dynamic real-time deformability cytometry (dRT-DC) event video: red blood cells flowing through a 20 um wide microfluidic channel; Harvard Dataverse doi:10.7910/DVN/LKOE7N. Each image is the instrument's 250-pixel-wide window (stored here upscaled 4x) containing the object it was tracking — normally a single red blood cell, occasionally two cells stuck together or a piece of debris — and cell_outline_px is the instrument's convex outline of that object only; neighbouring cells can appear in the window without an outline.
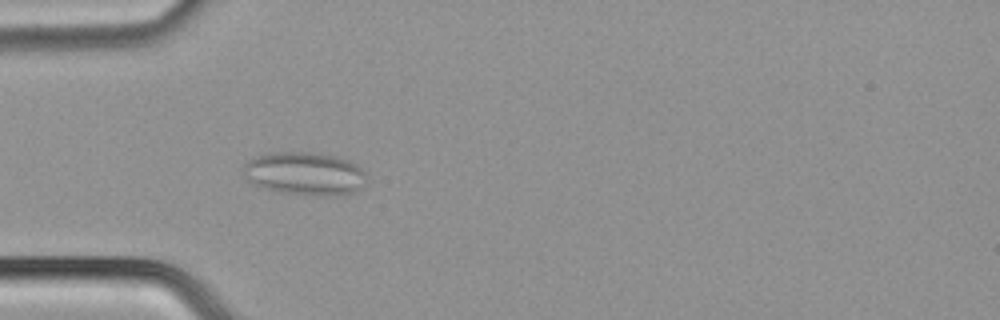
{"species": "common noctule bat (a hibernating species)", "species_latin": "Nyctalus noctula", "temperature_condition": "cold", "stored_images_in_passage": 51, "camera_frame_rate_fps": 3000, "um_per_image_px": 0.085, "animal": {"sex": "male", "body_mass_g": 21.5, "forearm_length_mm": 52.0}, "frame": {"image": 1, "passage_image": 16, "time_ms": 5.0, "image_size_px": [1000, 320], "cell_outline_px": [[368, 172], [364, 184], [356, 192], [340, 196], [320, 196], [280, 192], [260, 188], [252, 184], [248, 180], [244, 172], [244, 164], [248, 160], [260, 156], [280, 152], [308, 152], [336, 156], [348, 160], [356, 164]], "centroid_in_image_um": [25.96, 14.78], "position_along_channel_um": 59.0, "area_um2": 31.21}}
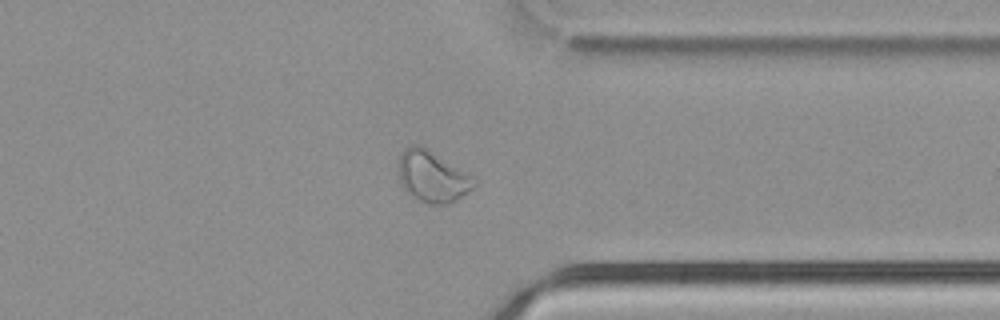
{"frame": {"image": 2, "passage_image": 40, "time_ms": 13.0, "image_size_px": [1000, 320], "cell_outline_px": [[476, 184], [472, 188], [456, 200], [448, 204], [428, 204], [412, 196], [400, 184], [400, 156], [404, 148], [412, 144], [420, 144], [428, 148], [472, 176], [476, 180]], "centroid_in_image_um": [36.75, 14.99], "position_along_channel_um": 374.7, "area_um2": 22.31}}
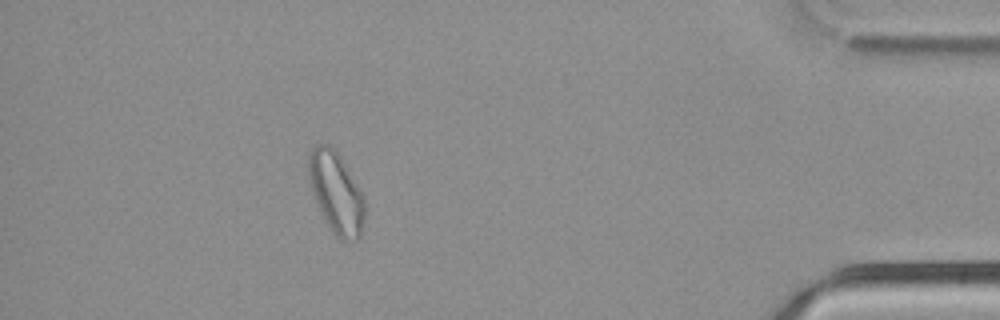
{"frame": {"image": 3, "passage_image": 46, "time_ms": 15.0, "image_size_px": [1000, 320], "cell_outline_px": [[364, 224], [360, 236], [356, 240], [340, 240], [332, 232], [324, 220], [320, 212], [308, 176], [308, 156], [312, 148], [316, 144], [328, 144], [340, 156], [364, 196]], "centroid_in_image_um": [28.57, 16.4], "position_along_channel_um": 406.6, "area_um2": 26.41}}